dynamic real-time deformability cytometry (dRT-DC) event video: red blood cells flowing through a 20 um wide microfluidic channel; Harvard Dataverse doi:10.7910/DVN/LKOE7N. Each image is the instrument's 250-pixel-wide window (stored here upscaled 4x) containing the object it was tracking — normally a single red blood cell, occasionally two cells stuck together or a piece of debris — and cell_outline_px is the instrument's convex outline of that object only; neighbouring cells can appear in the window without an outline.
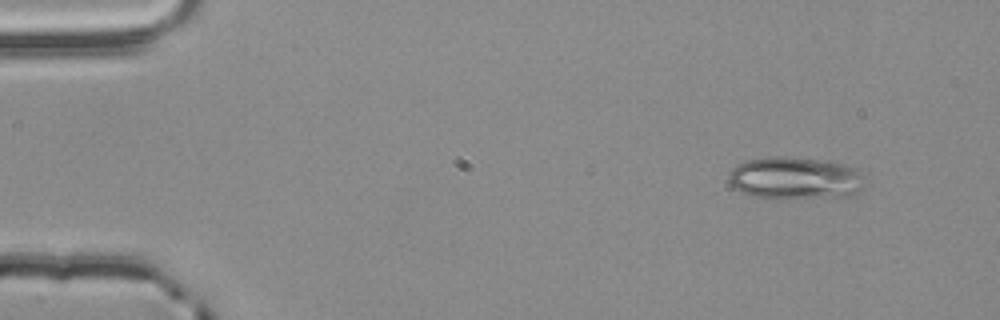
{"species": "common noctule bat (a hibernating species)", "species_latin": "Nyctalus noctula", "temperature_condition": "room temperature", "stored_images_in_passage": 50, "camera_frame_rate_fps": 3000, "um_per_image_px": 0.085, "animal": {"sex": "male", "body_mass_g": 20.4}, "frame": {"image": 1, "passage_image": 1, "time_ms": 0.0, "image_size_px": [1000, 320], "cell_outline_px": [[864, 188], [852, 196], [756, 196], [740, 192], [732, 188], [728, 180], [728, 172], [736, 164], [744, 160], [776, 156], [784, 156], [828, 160], [860, 168]], "centroid_in_image_um": [67.58, 15.09], "position_along_channel_um": 17.4, "area_um2": 33.41}}
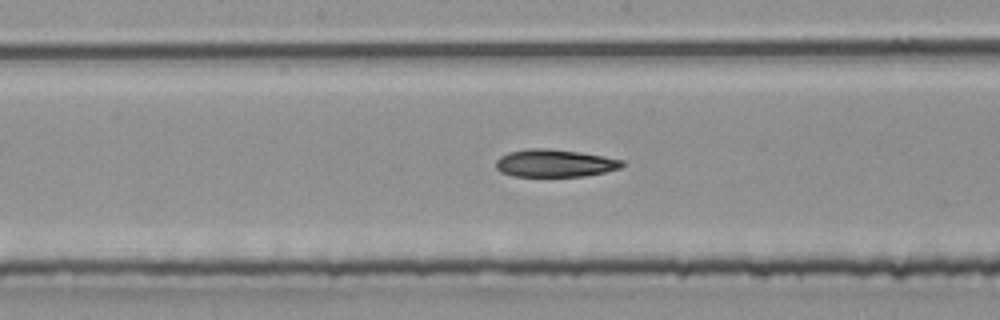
{"frame": {"image": 2, "passage_image": 24, "time_ms": 7.667, "image_size_px": [1000, 320], "cell_outline_px": [[624, 164], [620, 168], [604, 172], [584, 176], [512, 176], [500, 172], [496, 168], [496, 160], [500, 156], [508, 152], [528, 148], [552, 148], [580, 152], [604, 156], [624, 160]], "centroid_in_image_um": [47.13, 13.86], "position_along_channel_um": 201.1, "area_um2": 20.46}}
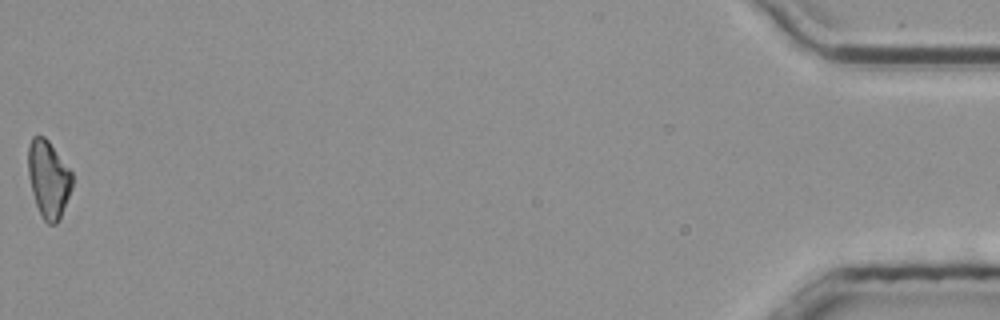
{"frame": {"image": 3, "passage_image": 50, "time_ms": 16.333, "image_size_px": [1000, 320], "cell_outline_px": [[72, 188], [60, 216], [56, 224], [48, 224], [44, 220], [36, 204], [32, 192], [28, 176], [28, 148], [32, 136], [44, 136], [48, 140], [72, 172]], "centroid_in_image_um": [4.11, 15.2], "position_along_channel_um": 431.1, "area_um2": 19.59}, "authors_computed_cell_mechanics": {"area_um2": 20.808, "velocity_mm_per_s": 3.8577, "shape_relaxation_time_tau1_ms": 4.5908, "shape_relaxation_time_tau2_ms": null, "deformation_change_tau1": 0.1399, "deformation_change_tau2": null}}